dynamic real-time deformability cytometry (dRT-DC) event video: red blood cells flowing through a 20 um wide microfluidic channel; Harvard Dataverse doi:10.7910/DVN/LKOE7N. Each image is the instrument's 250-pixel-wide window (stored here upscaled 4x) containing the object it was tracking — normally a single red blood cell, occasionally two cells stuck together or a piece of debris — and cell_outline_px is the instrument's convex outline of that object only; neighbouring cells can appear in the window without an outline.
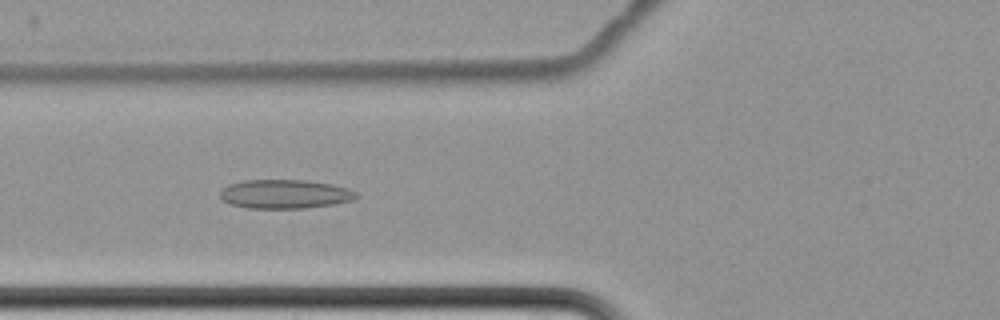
{"species": "common noctule bat (a hibernating species)", "species_latin": "Nyctalus noctula", "temperature_condition": "cold", "stored_images_in_passage": 8, "camera_frame_rate_fps": 3000, "um_per_image_px": 0.085, "animal": {"sex": "female", "body_mass_g": 22.7, "forearm_length_mm": 54.2}, "frame": {"image": 1, "passage_image": 7, "time_ms": 7.667, "image_size_px": [1000, 320], "cell_outline_px": [[360, 196], [352, 200], [336, 204], [304, 208], [248, 208], [232, 204], [220, 200], [220, 192], [228, 184], [244, 180], [308, 180], [332, 184], [348, 188], [356, 192]], "centroid_in_image_um": [24.23, 16.49], "position_along_channel_um": 101.6, "area_um2": 23.12}}
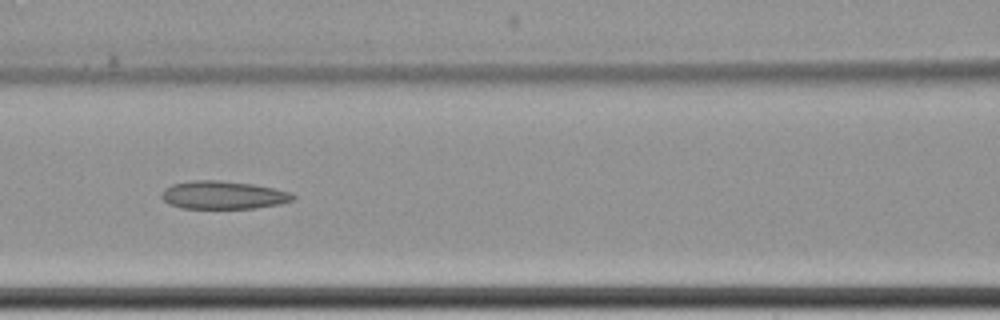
{"frame": {"image": 2, "passage_image": 8, "time_ms": 9.0, "image_size_px": [1000, 320], "cell_outline_px": [[296, 200], [280, 204], [256, 208], [180, 208], [168, 204], [160, 196], [164, 188], [172, 184], [192, 180], [220, 180], [252, 184], [292, 192], [296, 196]], "centroid_in_image_um": [18.98, 16.58], "position_along_channel_um": 147.6, "area_um2": 21.68}}